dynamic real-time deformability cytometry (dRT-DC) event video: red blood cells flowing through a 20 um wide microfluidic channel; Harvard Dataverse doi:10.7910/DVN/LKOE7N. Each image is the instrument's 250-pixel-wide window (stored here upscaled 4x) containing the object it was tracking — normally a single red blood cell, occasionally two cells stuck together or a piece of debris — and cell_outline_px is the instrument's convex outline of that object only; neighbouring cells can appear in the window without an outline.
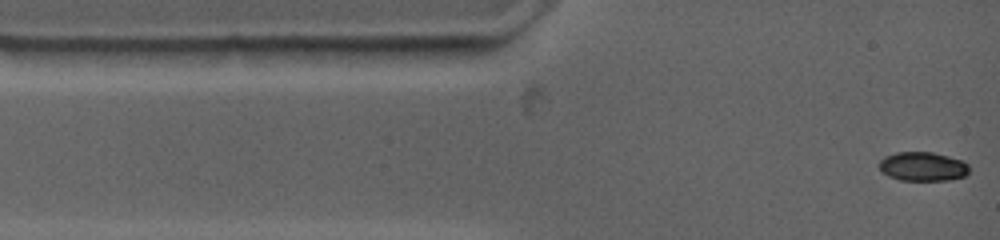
{"species": "common noctule bat (a hibernating species)", "species_latin": "Nyctalus noctula", "temperature_condition": "warm", "stored_images_in_passage": 2, "camera_frame_rate_fps": 4500, "um_per_image_px": 0.085, "animal": {"sex": "female", "body_mass_g": 19.0, "forearm_length_mm": 53.3}, "frame": {"image": 1, "passage_image": 2, "time_ms": 0.444, "image_size_px": [1000, 240], "cell_outline_px": [[968, 172], [964, 176], [948, 180], [900, 180], [888, 176], [880, 168], [880, 160], [884, 156], [896, 152], [932, 152], [964, 160], [968, 164]], "centroid_in_image_um": [78.45, 14.14], "position_along_channel_um": 6.6, "area_um2": 15.2}}